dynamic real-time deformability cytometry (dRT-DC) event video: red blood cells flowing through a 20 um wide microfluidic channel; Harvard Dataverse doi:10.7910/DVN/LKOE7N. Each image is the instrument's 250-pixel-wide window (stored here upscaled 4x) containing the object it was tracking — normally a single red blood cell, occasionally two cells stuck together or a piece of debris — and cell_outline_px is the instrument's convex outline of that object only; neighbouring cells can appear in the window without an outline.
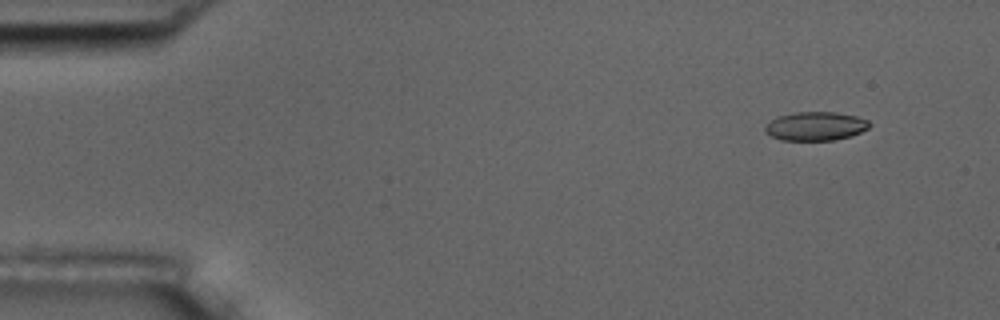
{"species": "common noctule bat (a hibernating species)", "species_latin": "Nyctalus noctula", "temperature_condition": "room temperature", "stored_images_in_passage": 10, "camera_frame_rate_fps": 3000, "um_per_image_px": 0.085, "animal": {"sex": "male", "body_mass_g": 17.5, "forearm_length_mm": 52.3}, "frame": {"image": 1, "passage_image": 2, "time_ms": 1.333, "image_size_px": [1000, 320], "cell_outline_px": [[872, 124], [868, 128], [852, 136], [832, 140], [780, 140], [764, 132], [764, 128], [772, 120], [780, 116], [796, 112], [832, 112], [856, 116], [868, 120]], "centroid_in_image_um": [69.34, 10.73], "position_along_channel_um": 15.7, "area_um2": 17.34}}